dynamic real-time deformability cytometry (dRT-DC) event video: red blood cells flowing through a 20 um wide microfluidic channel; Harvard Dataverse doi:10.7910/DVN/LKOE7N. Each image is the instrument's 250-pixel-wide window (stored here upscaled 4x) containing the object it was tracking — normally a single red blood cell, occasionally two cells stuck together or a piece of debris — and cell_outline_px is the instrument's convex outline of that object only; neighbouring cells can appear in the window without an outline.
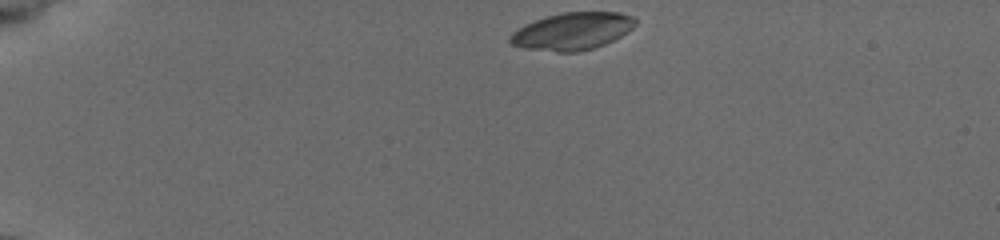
{"species": "common noctule bat (a hibernating species)", "species_latin": "Nyctalus noctula", "temperature_condition": "cold", "stored_images_in_passage": 31, "camera_frame_rate_fps": 3000, "um_per_image_px": 0.085, "animal": {"sex": "female", "body_mass_g": 19.5, "forearm_length_mm": 54.1}, "frame": {"image": 1, "passage_image": 1, "time_ms": 0.0, "image_size_px": [1000, 240], "cell_outline_px": [[636, 24], [632, 28], [620, 36], [604, 44], [592, 48], [576, 52], [556, 52], [524, 48], [512, 44], [508, 40], [508, 36], [512, 32], [524, 24], [548, 16], [564, 12], [620, 12], [632, 16], [636, 20]], "centroid_in_image_um": [48.62, 2.65], "position_along_channel_um": 36.4, "area_um2": 27.11}}
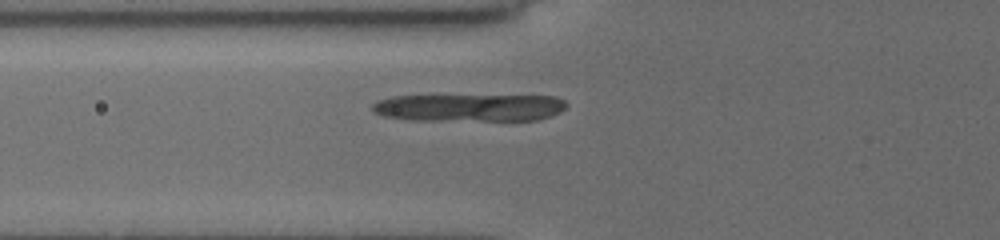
{"frame": {"image": 2, "passage_image": 15, "time_ms": 3.333, "image_size_px": [1000, 240], "cell_outline_px": [[568, 104], [560, 112], [552, 116], [536, 120], [408, 120], [384, 116], [372, 112], [372, 104], [380, 100], [392, 96], [556, 96], [564, 100]], "centroid_in_image_um": [39.9, 9.15], "position_along_channel_um": 85.9, "area_um2": 31.04}}
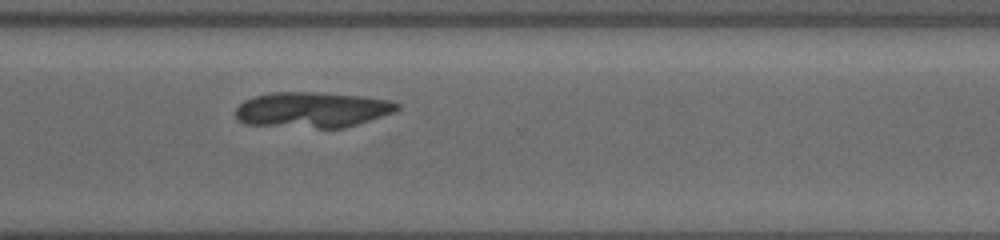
{"frame": {"image": 3, "passage_image": 31, "time_ms": 10.333, "image_size_px": [1000, 240], "cell_outline_px": [[400, 108], [396, 112], [344, 128], [316, 128], [244, 124], [236, 116], [236, 108], [244, 100], [256, 96], [272, 92], [312, 92], [360, 96], [388, 100], [400, 104]], "centroid_in_image_um": [26.56, 9.34], "position_along_channel_um": 344.0, "area_um2": 33.41}}